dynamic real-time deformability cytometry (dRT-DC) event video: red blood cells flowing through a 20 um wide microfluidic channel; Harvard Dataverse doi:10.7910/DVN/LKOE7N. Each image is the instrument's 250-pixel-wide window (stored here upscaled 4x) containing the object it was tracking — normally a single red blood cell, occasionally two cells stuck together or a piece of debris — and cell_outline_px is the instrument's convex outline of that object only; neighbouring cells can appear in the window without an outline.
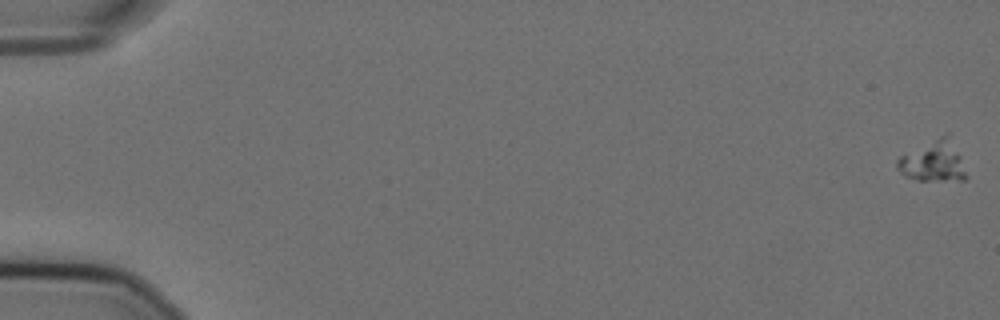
{"species": "Egyptian fruit bat (a non-hibernating species)", "species_latin": "Rousettus aegyptiacus", "temperature_condition": "cold", "stored_images_in_passage": 13, "camera_frame_rate_fps": 3000, "um_per_image_px": 0.085, "animal": {"sex": "female"}, "frame": {"image": 1, "passage_image": 1, "time_ms": 0.0, "image_size_px": [1000, 320], "cell_outline_px": [[968, 176], [964, 180], [916, 180], [904, 176], [896, 168], [896, 160], [900, 156], [944, 132], [948, 132], [960, 156]], "centroid_in_image_um": [79.32, 13.69], "position_along_channel_um": 5.7, "area_um2": 16.7}}